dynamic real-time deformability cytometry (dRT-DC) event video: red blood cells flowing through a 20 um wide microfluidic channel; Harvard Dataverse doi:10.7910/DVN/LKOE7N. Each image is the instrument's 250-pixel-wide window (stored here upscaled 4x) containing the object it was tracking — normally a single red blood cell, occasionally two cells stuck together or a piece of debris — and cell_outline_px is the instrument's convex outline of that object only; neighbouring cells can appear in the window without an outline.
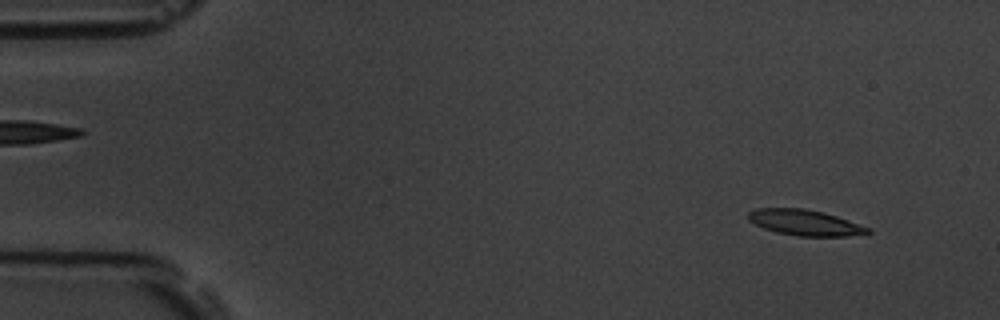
{"species": "common noctule bat (a hibernating species)", "species_latin": "Nyctalus noctula", "temperature_condition": "room temperature", "stored_images_in_passage": 6, "camera_frame_rate_fps": 3000, "um_per_image_px": 0.085, "animal": {"sex": "male", "body_mass_g": 19.5, "forearm_length_mm": 54.6}, "frame": {"image": 1, "passage_image": 2, "time_ms": 1.0, "image_size_px": [1000, 320], "cell_outline_px": [[872, 232], [848, 236], [800, 236], [776, 232], [764, 228], [748, 220], [748, 212], [756, 208], [804, 208], [824, 212], [872, 228]], "centroid_in_image_um": [68.43, 18.91], "position_along_channel_um": 16.6, "area_um2": 17.92}}